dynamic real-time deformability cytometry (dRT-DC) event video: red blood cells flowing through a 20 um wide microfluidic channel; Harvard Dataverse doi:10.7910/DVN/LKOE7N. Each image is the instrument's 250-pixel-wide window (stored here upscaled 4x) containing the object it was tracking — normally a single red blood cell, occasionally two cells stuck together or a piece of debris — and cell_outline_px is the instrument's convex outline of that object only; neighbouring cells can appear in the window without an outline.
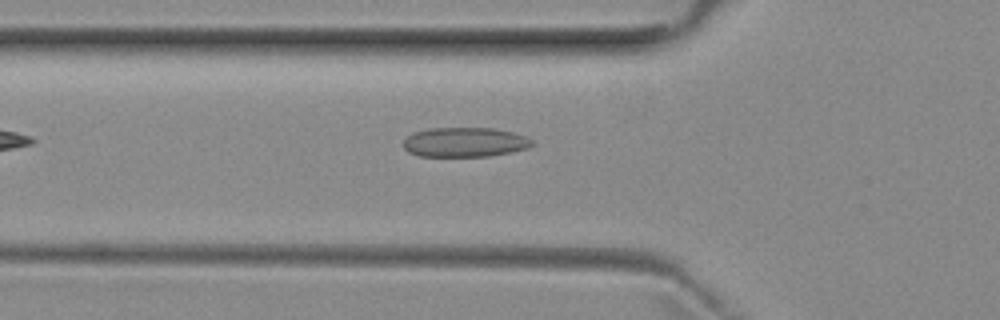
{"species": "common noctule bat (a hibernating species)", "species_latin": "Nyctalus noctula", "temperature_condition": "room temperature", "stored_images_in_passage": 37, "camera_frame_rate_fps": 3000, "um_per_image_px": 0.085, "animal": {"sex": "female", "body_mass_g": 29.2, "forearm_length_mm": 56.3}, "frame": {"image": 1, "passage_image": 3, "time_ms": 0.667, "image_size_px": [1000, 320], "cell_outline_px": [[536, 144], [528, 148], [488, 156], [420, 156], [408, 152], [404, 148], [404, 140], [412, 132], [428, 128], [492, 128], [512, 132], [524, 136], [532, 140]], "centroid_in_image_um": [39.49, 12.08], "position_along_channel_um": 86.3, "area_um2": 22.14}}
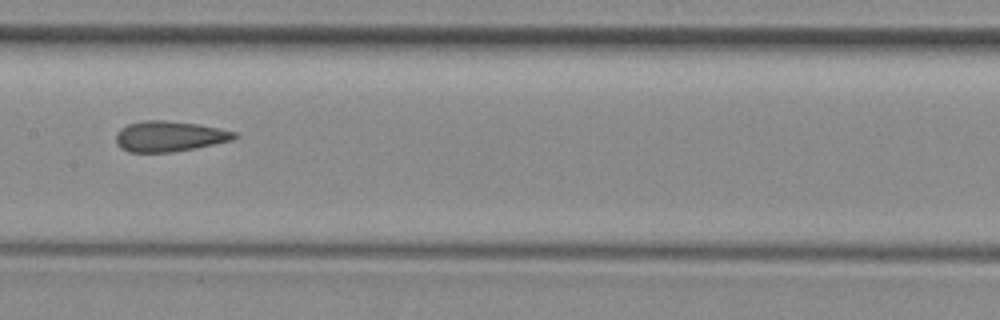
{"frame": {"image": 2, "passage_image": 11, "time_ms": 3.333, "image_size_px": [1000, 320], "cell_outline_px": [[240, 136], [232, 140], [196, 148], [172, 152], [128, 152], [120, 148], [116, 144], [116, 132], [120, 128], [128, 124], [144, 120], [164, 120], [200, 124], [236, 132]], "centroid_in_image_um": [14.38, 11.58], "position_along_channel_um": 193.0, "area_um2": 21.27}}
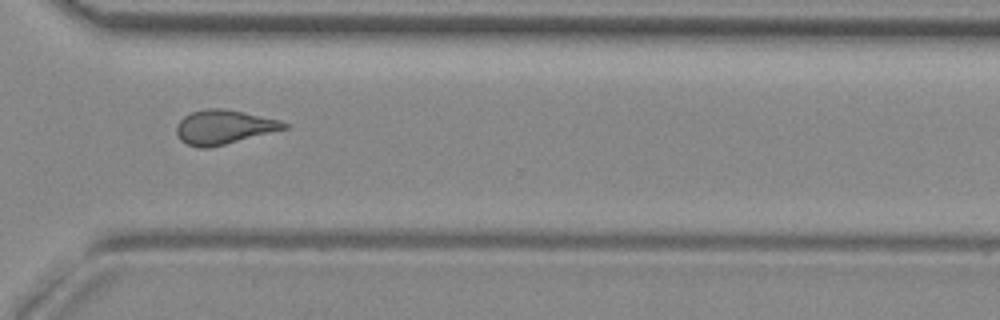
{"frame": {"image": 3, "passage_image": 23, "time_ms": 7.333, "image_size_px": [1000, 320], "cell_outline_px": [[288, 128], [208, 148], [200, 148], [188, 144], [180, 140], [176, 132], [176, 124], [184, 116], [192, 112], [208, 108], [224, 108], [244, 112], [280, 120], [288, 124]], "centroid_in_image_um": [19.0, 10.79], "position_along_channel_um": 351.6, "area_um2": 21.27}, "authors_computed_cell_mechanics": {"area_um2": 21.1548, "velocity_mm_per_s": 3.9686, "shape_relaxation_time_tau1_ms": null, "shape_relaxation_time_tau2_ms": 2.3217, "deformation_change_tau1": null, "deformation_change_tau2": 0.1124}}